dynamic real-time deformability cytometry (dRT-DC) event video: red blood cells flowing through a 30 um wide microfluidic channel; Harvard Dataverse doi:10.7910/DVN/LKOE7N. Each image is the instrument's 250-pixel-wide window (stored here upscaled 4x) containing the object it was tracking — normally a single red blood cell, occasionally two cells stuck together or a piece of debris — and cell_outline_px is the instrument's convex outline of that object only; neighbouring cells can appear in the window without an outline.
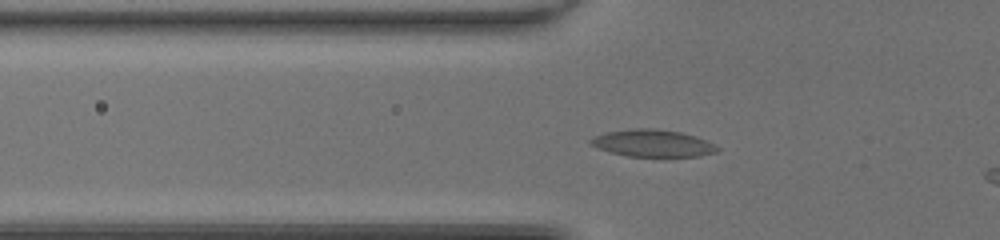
{"species": "common noctule bat (a hibernating species)", "species_latin": "Nyctalus noctula", "temperature_condition": "room temperature", "stored_images_in_passage": 39, "camera_frame_rate_fps": 3000, "um_per_image_px": 0.085, "animal": {"sex": "female", "body_mass_g": 20.0, "forearm_length_mm": 54.0}, "frame": {"image": 1, "passage_image": 13, "time_ms": 4.0, "image_size_px": [1000, 240], "cell_outline_px": [[720, 148], [716, 152], [700, 156], [628, 156], [596, 148], [588, 144], [588, 140], [604, 132], [632, 128], [656, 128], [680, 132], [696, 136], [716, 144]], "centroid_in_image_um": [55.47, 12.16], "position_along_channel_um": 70.3, "area_um2": 20.17}}
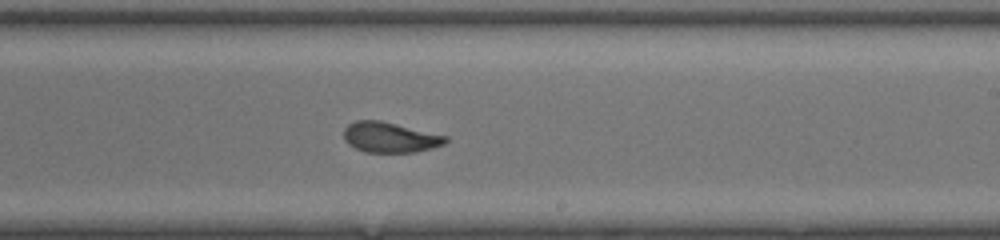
{"frame": {"image": 2, "passage_image": 26, "time_ms": 8.333, "image_size_px": [1000, 240], "cell_outline_px": [[448, 140], [444, 144], [432, 148], [416, 152], [364, 152], [348, 144], [344, 140], [344, 128], [348, 124], [356, 120], [380, 120], [448, 136]], "centroid_in_image_um": [33.14, 11.67], "position_along_channel_um": 255.9, "area_um2": 18.03}}
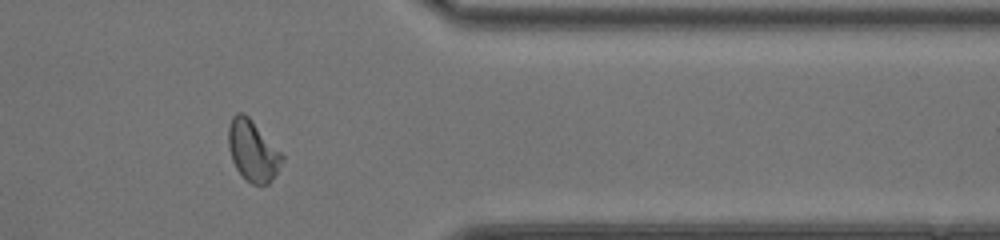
{"frame": {"image": 3, "passage_image": 36, "time_ms": 11.667, "image_size_px": [1000, 240], "cell_outline_px": [[284, 160], [272, 180], [268, 184], [252, 184], [236, 168], [232, 160], [228, 148], [228, 128], [232, 116], [236, 112], [244, 112], [248, 116], [284, 156]], "centroid_in_image_um": [21.47, 12.8], "position_along_channel_um": 389.9, "area_um2": 18.84}, "authors_computed_cell_mechanics": {"area_um2": 19.074, "velocity_mm_per_s": 4.3172, "shape_relaxation_time_tau1_ms": null, "shape_relaxation_time_tau2_ms": 1.0177, "deformation_change_tau1": null, "deformation_change_tau2": 0.0628}}